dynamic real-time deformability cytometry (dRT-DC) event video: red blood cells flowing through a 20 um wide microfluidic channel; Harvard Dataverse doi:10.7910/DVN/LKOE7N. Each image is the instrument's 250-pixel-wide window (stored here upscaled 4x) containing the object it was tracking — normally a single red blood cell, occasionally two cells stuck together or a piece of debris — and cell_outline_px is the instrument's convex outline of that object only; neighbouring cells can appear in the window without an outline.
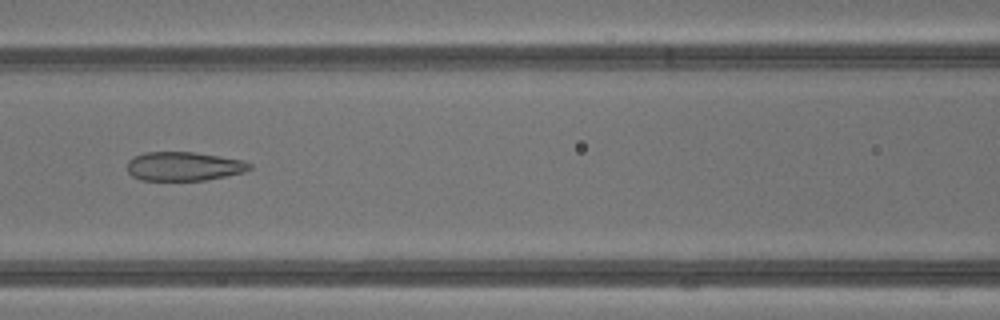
{"species": "common noctule bat (a hibernating species)", "species_latin": "Nyctalus noctula", "temperature_condition": "warm", "stored_images_in_passage": 42, "camera_frame_rate_fps": 3000, "um_per_image_px": 0.085, "animal": {"sex": "male", "body_mass_g": 13.3}, "frame": {"image": 1, "passage_image": 19, "time_ms": 6.0, "image_size_px": [1000, 320], "cell_outline_px": [[252, 168], [244, 172], [204, 180], [140, 180], [132, 176], [128, 172], [128, 160], [132, 156], [144, 152], [192, 152], [220, 156], [244, 160], [252, 164]], "centroid_in_image_um": [15.61, 14.13], "position_along_channel_um": 151.0, "area_um2": 20.69}}
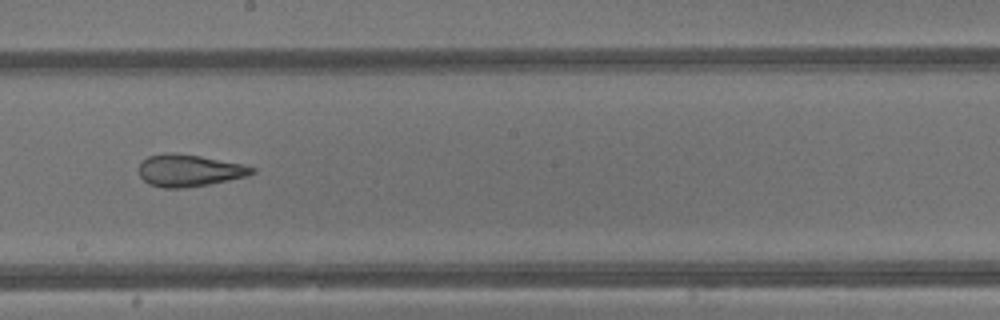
{"frame": {"image": 2, "passage_image": 24, "time_ms": 7.667, "image_size_px": [1000, 320], "cell_outline_px": [[256, 172], [244, 176], [208, 184], [180, 188], [164, 188], [148, 184], [140, 176], [140, 164], [148, 156], [172, 152], [200, 156], [244, 164], [256, 168]], "centroid_in_image_um": [16.08, 14.48], "position_along_channel_um": 232.1, "area_um2": 20.81}}
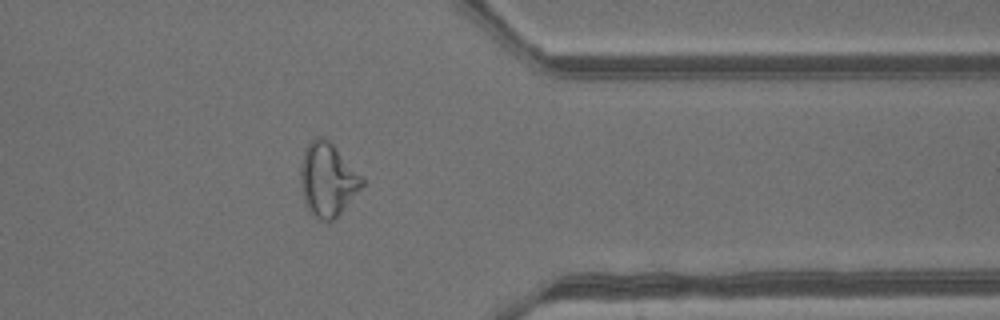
{"frame": {"image": 3, "passage_image": 34, "time_ms": 11.0, "image_size_px": [1000, 320], "cell_outline_px": [[364, 184], [340, 212], [328, 224], [312, 216], [308, 208], [300, 184], [300, 168], [304, 152], [308, 144], [316, 136], [320, 136], [328, 140], [332, 144], [364, 180]], "centroid_in_image_um": [27.81, 15.29], "position_along_channel_um": 383.6, "area_um2": 25.66}, "authors_computed_cell_mechanics": {"area_um2": 26.1834, "velocity_mm_per_s": 4.8863, "shape_relaxation_time_tau1_ms": null, "shape_relaxation_time_tau2_ms": 1.3456, "deformation_change_tau1": null, "deformation_change_tau2": 0.1055}}